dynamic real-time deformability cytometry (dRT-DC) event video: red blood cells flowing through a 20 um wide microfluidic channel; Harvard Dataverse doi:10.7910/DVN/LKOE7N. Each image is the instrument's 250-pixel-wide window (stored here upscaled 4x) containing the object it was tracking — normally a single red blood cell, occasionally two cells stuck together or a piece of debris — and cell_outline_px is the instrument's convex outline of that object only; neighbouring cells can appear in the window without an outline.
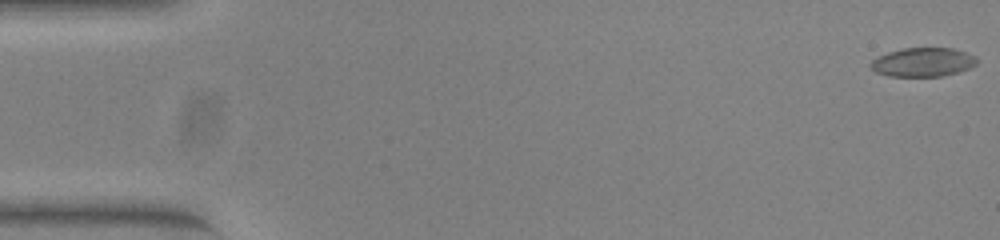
{"species": "common noctule bat (a hibernating species)", "species_latin": "Nyctalus noctula", "temperature_condition": "warm", "stored_images_in_passage": 53, "camera_frame_rate_fps": 3000, "um_per_image_px": 0.085, "animal": {"sex": "female", "body_mass_g": 23.0, "forearm_length_mm": 53.4}, "frame": {"image": 1, "passage_image": 1, "time_ms": 0.0, "image_size_px": [1000, 240], "cell_outline_px": [[980, 60], [976, 64], [968, 68], [956, 72], [940, 76], [888, 76], [876, 72], [868, 64], [872, 60], [888, 52], [904, 48], [952, 48], [976, 56]], "centroid_in_image_um": [78.45, 5.28], "position_along_channel_um": 6.6, "area_um2": 17.74}}
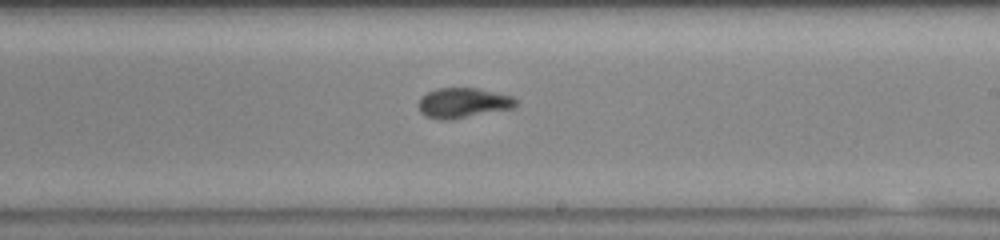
{"frame": {"image": 2, "passage_image": 31, "time_ms": 10.0, "image_size_px": [1000, 240], "cell_outline_px": [[516, 104], [512, 108], [452, 120], [440, 120], [428, 116], [420, 112], [416, 104], [420, 96], [436, 88], [476, 88], [512, 96], [516, 100]], "centroid_in_image_um": [39.29, 8.75], "position_along_channel_um": 249.7, "area_um2": 17.11}}
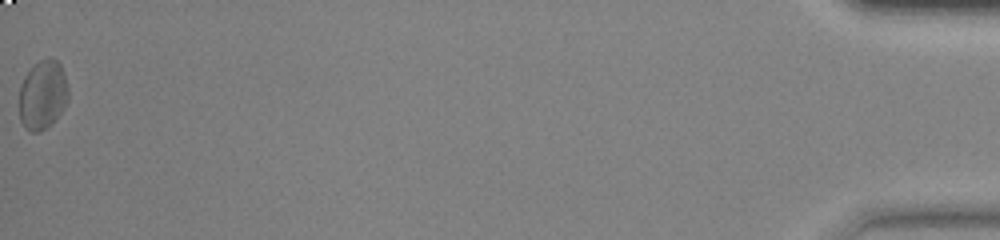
{"frame": {"image": 3, "passage_image": 53, "time_ms": 17.333, "image_size_px": [1000, 240], "cell_outline_px": [[68, 100], [64, 108], [52, 124], [40, 132], [32, 132], [24, 128], [20, 120], [20, 84], [24, 76], [40, 60], [56, 60], [60, 64], [68, 88]], "centroid_in_image_um": [3.62, 8.12], "position_along_channel_um": 431.6, "area_um2": 19.59}, "authors_computed_cell_mechanics": {"area_um2": 17.4556, "velocity_mm_per_s": 3.9115, "shape_relaxation_time_tau1_ms": 7.6162, "shape_relaxation_time_tau2_ms": 3.6891, "deformation_change_tau1": 0.1849, "deformation_change_tau2": 0.0845}}